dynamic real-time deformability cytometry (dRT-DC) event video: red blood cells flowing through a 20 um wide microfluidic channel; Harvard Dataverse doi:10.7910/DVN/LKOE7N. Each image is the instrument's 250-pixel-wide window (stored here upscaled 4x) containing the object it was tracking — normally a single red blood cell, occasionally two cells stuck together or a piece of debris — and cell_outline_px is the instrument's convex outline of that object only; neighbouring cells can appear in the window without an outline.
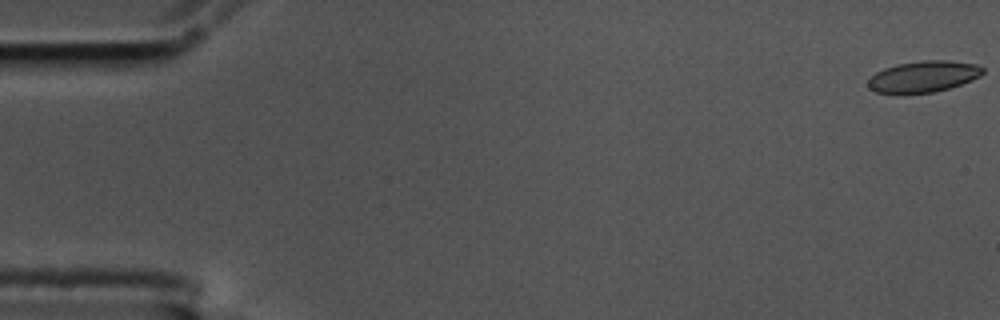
{"species": "common noctule bat (a hibernating species)", "species_latin": "Nyctalus noctula", "temperature_condition": "cold", "stored_images_in_passage": 57, "camera_frame_rate_fps": 3000, "um_per_image_px": 0.085, "animal": {"sex": "male", "body_mass_g": 17.5, "forearm_length_mm": 52.3}, "frame": {"image": 1, "passage_image": 1, "time_ms": 0.0, "image_size_px": [1000, 320], "cell_outline_px": [[984, 72], [980, 76], [972, 80], [948, 88], [932, 92], [900, 96], [876, 92], [868, 88], [868, 80], [876, 72], [884, 68], [896, 64], [920, 60], [944, 60], [976, 64], [984, 68]], "centroid_in_image_um": [78.43, 6.53], "position_along_channel_um": 6.6, "area_um2": 21.39}}
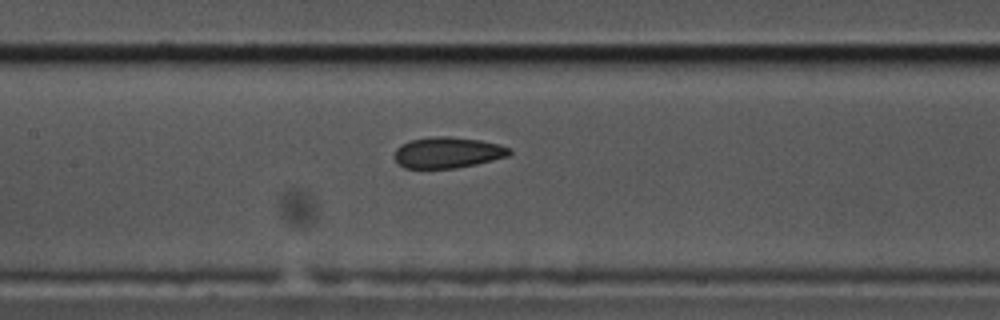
{"frame": {"image": 2, "passage_image": 27, "time_ms": 8.667, "image_size_px": [1000, 320], "cell_outline_px": [[512, 152], [508, 156], [476, 164], [456, 168], [404, 168], [396, 160], [396, 148], [400, 144], [412, 140], [432, 136], [448, 136], [480, 140], [500, 144], [508, 148]], "centroid_in_image_um": [38.06, 12.96], "position_along_channel_um": 169.3, "area_um2": 20.63}}
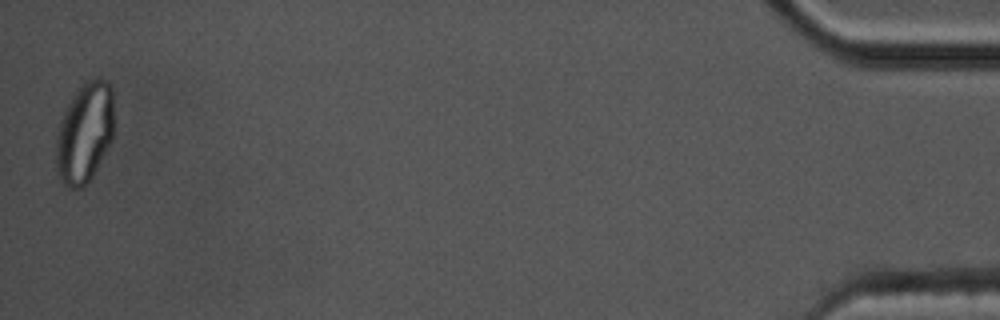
{"frame": {"image": 3, "passage_image": 57, "time_ms": 18.667, "image_size_px": [1000, 320], "cell_outline_px": [[112, 140], [92, 176], [80, 188], [68, 188], [60, 180], [56, 168], [56, 136], [64, 112], [72, 96], [84, 80], [104, 80], [112, 88]], "centroid_in_image_um": [7.17, 11.3], "position_along_channel_um": 428.0, "area_um2": 33.35}, "authors_computed_cell_mechanics": {"area_um2": 21.5594, "velocity_mm_per_s": 3.5202, "shape_relaxation_time_tau1_ms": null, "shape_relaxation_time_tau2_ms": 2.3994, "deformation_change_tau1": null, "deformation_change_tau2": 0.078}}